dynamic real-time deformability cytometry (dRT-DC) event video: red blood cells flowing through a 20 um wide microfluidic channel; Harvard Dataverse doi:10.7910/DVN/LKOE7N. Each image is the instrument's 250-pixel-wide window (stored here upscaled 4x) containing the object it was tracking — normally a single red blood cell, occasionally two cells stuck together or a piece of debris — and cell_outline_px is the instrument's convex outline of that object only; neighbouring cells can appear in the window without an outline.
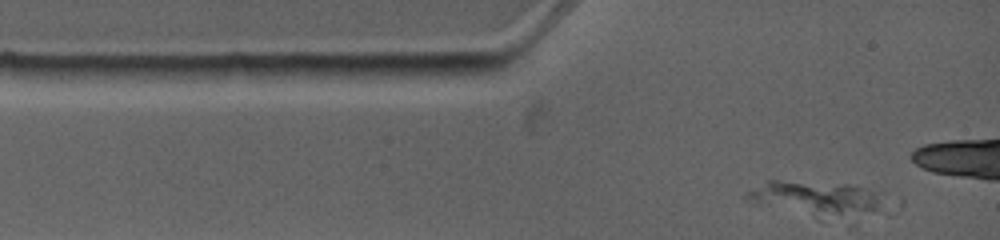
{"species": "common noctule bat (a hibernating species)", "species_latin": "Nyctalus noctula", "temperature_condition": "warm", "stored_images_in_passage": 1, "camera_frame_rate_fps": 4500, "um_per_image_px": 0.085, "animal": {"sex": "female", "body_mass_g": 19.0, "forearm_length_mm": 53.3}, "frame": {"image": 1, "passage_image": 1, "time_ms": 0.0, "image_size_px": [1000, 240], "cell_outline_px": [[884, 192], [876, 208], [844, 216], [820, 220], [752, 200], [744, 196], [748, 192], [768, 180], [776, 180], [848, 184], [880, 188]], "centroid_in_image_um": [69.44, 16.82], "position_along_channel_um": 15.6, "area_um2": 26.93}}